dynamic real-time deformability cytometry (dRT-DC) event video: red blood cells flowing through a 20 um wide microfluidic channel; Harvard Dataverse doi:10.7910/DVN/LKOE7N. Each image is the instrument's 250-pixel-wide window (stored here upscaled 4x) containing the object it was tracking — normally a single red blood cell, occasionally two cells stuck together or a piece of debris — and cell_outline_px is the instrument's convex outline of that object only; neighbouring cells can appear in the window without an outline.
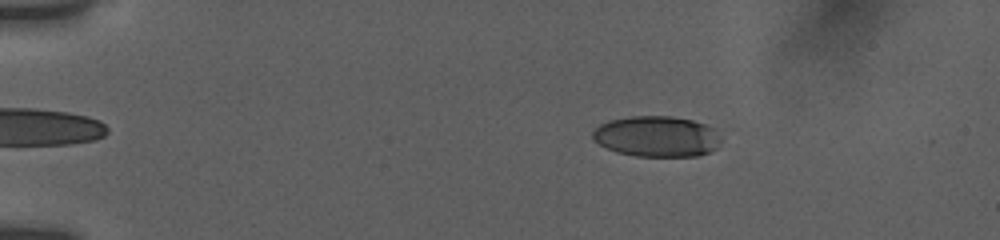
{"species": "human", "species_latin": "Homo sapiens", "temperature_condition": "room temperature", "stored_images_in_passage": 30, "camera_frame_rate_fps": 3000, "um_per_image_px": 0.085, "donor": {"sex": "female"}, "frame": {"image": 1, "passage_image": 3, "time_ms": 0.667, "image_size_px": [1000, 240], "cell_outline_px": [[720, 140], [716, 148], [708, 152], [696, 156], [636, 156], [616, 152], [592, 140], [592, 132], [600, 124], [608, 120], [632, 116], [672, 116], [692, 120], [716, 128], [720, 136]], "centroid_in_image_um": [55.82, 11.59], "position_along_channel_um": 29.2, "area_um2": 30.58}}
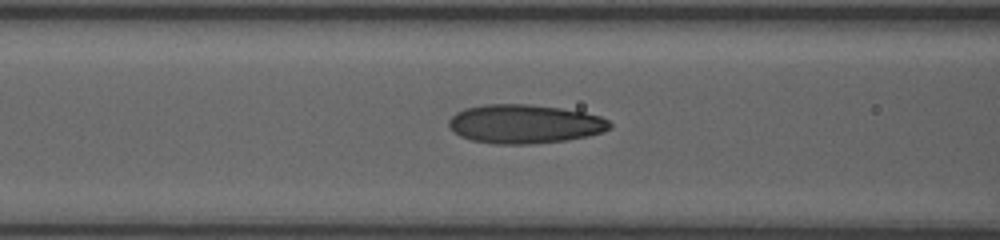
{"frame": {"image": 2, "passage_image": 19, "time_ms": 5.333, "image_size_px": [1000, 240], "cell_outline_px": [[612, 128], [604, 132], [588, 136], [568, 140], [532, 144], [496, 144], [472, 140], [460, 136], [452, 132], [448, 124], [448, 120], [456, 112], [464, 108], [484, 104], [528, 104], [560, 108], [584, 112], [600, 116], [608, 120], [612, 124]], "centroid_in_image_um": [44.59, 10.54], "position_along_channel_um": 122.0, "area_um2": 36.82}}
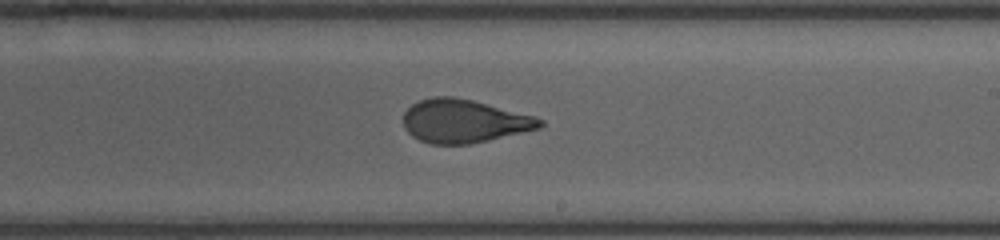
{"frame": {"image": 3, "passage_image": 30, "time_ms": 8.667, "image_size_px": [1000, 240], "cell_outline_px": [[544, 124], [540, 128], [488, 140], [468, 144], [432, 144], [420, 140], [412, 136], [404, 128], [404, 112], [412, 104], [420, 100], [436, 96], [452, 96], [472, 100], [536, 116], [544, 120]], "centroid_in_image_um": [39.44, 10.29], "position_along_channel_um": 249.6, "area_um2": 34.39}}